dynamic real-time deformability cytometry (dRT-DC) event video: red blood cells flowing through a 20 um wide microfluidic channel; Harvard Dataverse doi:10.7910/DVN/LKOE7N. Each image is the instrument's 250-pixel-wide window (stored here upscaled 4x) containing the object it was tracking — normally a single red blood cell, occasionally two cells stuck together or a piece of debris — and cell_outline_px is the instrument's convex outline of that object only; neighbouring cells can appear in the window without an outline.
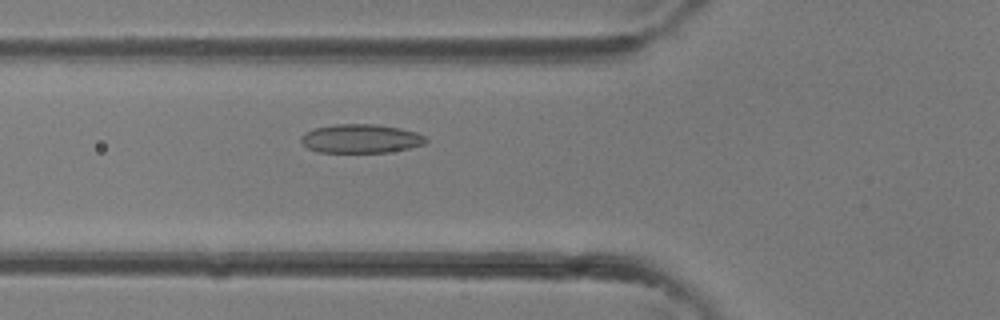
{"species": "common noctule bat (a hibernating species)", "species_latin": "Nyctalus noctula", "temperature_condition": "room temperature", "stored_images_in_passage": 37, "camera_frame_rate_fps": 3000, "um_per_image_px": 0.085, "animal": {"sex": "female"}, "frame": {"image": 1, "passage_image": 14, "time_ms": 4.333, "image_size_px": [1000, 320], "cell_outline_px": [[428, 140], [424, 144], [408, 148], [388, 152], [316, 152], [308, 148], [300, 140], [300, 136], [304, 132], [312, 128], [336, 124], [376, 124], [400, 128], [416, 132], [424, 136]], "centroid_in_image_um": [30.63, 11.77], "position_along_channel_um": 95.2, "area_um2": 21.04}}
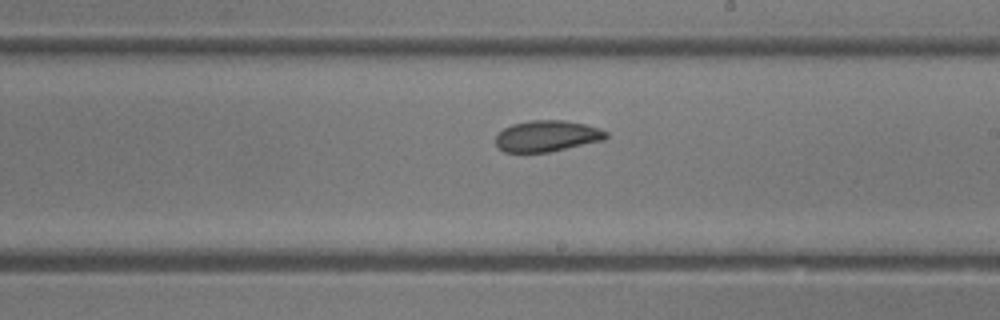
{"frame": {"image": 2, "passage_image": 22, "time_ms": 7.0, "image_size_px": [1000, 320], "cell_outline_px": [[608, 136], [604, 140], [548, 152], [504, 152], [496, 144], [496, 136], [504, 128], [512, 124], [528, 120], [564, 120], [584, 124], [600, 128], [608, 132]], "centroid_in_image_um": [46.51, 11.55], "position_along_channel_um": 242.5, "area_um2": 20.0}}
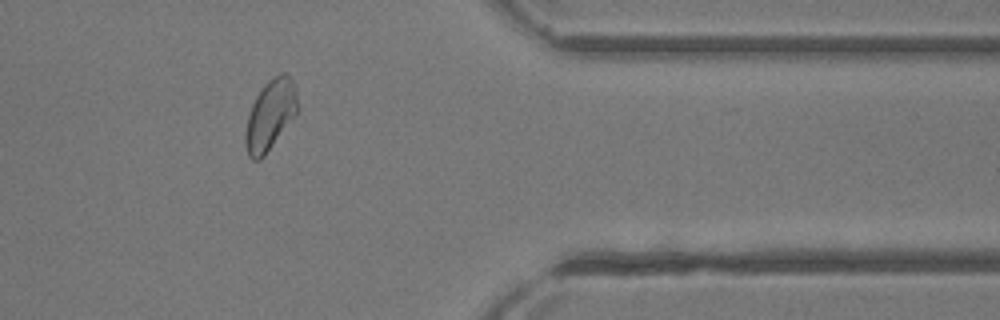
{"frame": {"image": 3, "passage_image": 31, "time_ms": 10.0, "image_size_px": [1000, 320], "cell_outline_px": [[296, 112], [264, 156], [260, 160], [252, 160], [248, 156], [244, 144], [244, 136], [248, 116], [252, 104], [256, 96], [264, 84], [268, 80], [280, 72], [284, 72], [296, 84]], "centroid_in_image_um": [22.93, 9.76], "position_along_channel_um": 388.5, "area_um2": 20.98}}